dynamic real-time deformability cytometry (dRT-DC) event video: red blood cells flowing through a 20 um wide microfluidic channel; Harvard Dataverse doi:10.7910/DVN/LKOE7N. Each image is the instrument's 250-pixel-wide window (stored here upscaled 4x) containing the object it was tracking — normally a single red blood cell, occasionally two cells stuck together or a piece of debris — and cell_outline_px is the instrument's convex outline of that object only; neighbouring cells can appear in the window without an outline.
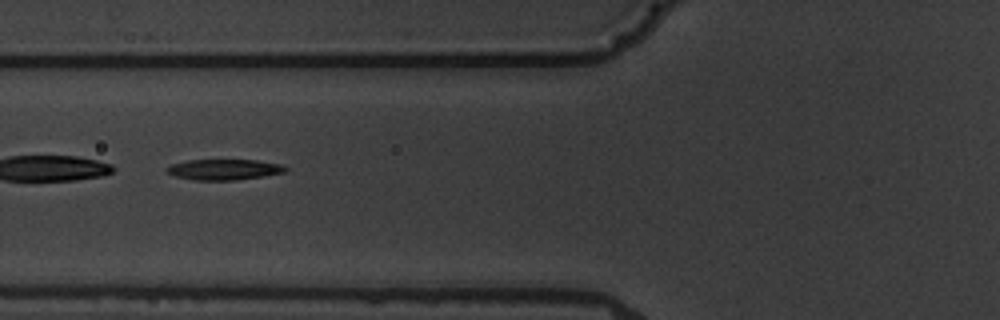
{"species": "common noctule bat (a hibernating species)", "species_latin": "Nyctalus noctula", "temperature_condition": "warm", "stored_images_in_passage": 5, "camera_frame_rate_fps": 3000, "um_per_image_px": 0.085, "animal": {"sex": "male", "body_mass_g": 19.5, "forearm_length_mm": 54.6}, "frame": {"image": 1, "passage_image": 2, "time_ms": 1.333, "image_size_px": [1000, 320], "cell_outline_px": [[288, 168], [284, 172], [264, 176], [236, 180], [196, 180], [176, 176], [168, 172], [164, 168], [172, 164], [188, 160], [256, 160], [280, 164]], "centroid_in_image_um": [19.05, 14.41], "position_along_channel_um": 106.8, "area_um2": 14.16}}
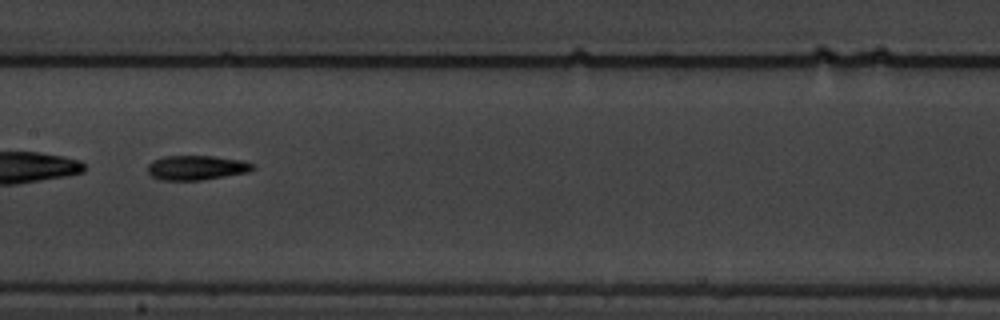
{"frame": {"image": 2, "passage_image": 4, "time_ms": 3.667, "image_size_px": [1000, 320], "cell_outline_px": [[256, 168], [248, 172], [200, 180], [160, 180], [152, 176], [148, 172], [148, 164], [152, 160], [164, 156], [212, 156], [240, 160], [256, 164]], "centroid_in_image_um": [16.7, 14.25], "position_along_channel_um": 190.7, "area_um2": 15.03}}